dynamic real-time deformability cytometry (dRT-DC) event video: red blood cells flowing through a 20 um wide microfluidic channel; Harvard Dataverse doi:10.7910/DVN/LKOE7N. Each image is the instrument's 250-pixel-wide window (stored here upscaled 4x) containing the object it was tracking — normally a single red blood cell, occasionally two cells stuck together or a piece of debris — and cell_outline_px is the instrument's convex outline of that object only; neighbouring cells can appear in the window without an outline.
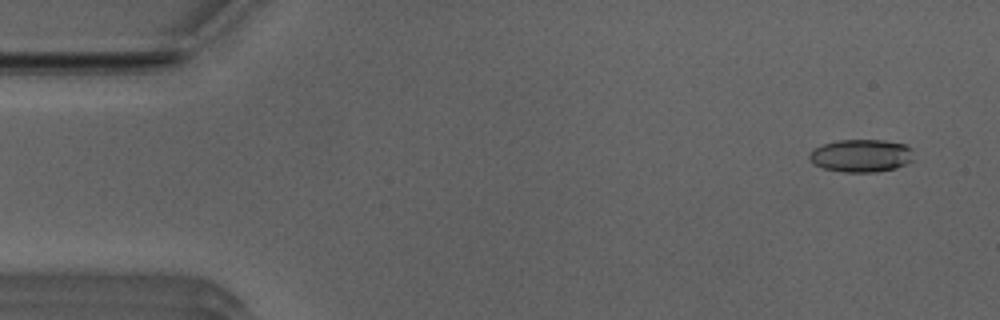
{"species": "Egyptian fruit bat (a non-hibernating species)", "species_latin": "Rousettus aegyptiacus", "temperature_condition": "room temperature", "stored_images_in_passage": 50, "camera_frame_rate_fps": 3000, "um_per_image_px": 0.085, "animal": {"sex": "male"}, "frame": {"image": 1, "passage_image": 1, "time_ms": 0.0, "image_size_px": [1000, 320], "cell_outline_px": [[912, 160], [908, 164], [896, 168], [876, 172], [844, 172], [824, 168], [816, 164], [808, 156], [816, 148], [824, 144], [836, 140], [884, 140], [904, 144], [912, 148]], "centroid_in_image_um": [73.26, 13.23], "position_along_channel_um": 11.7, "area_um2": 19.77}}
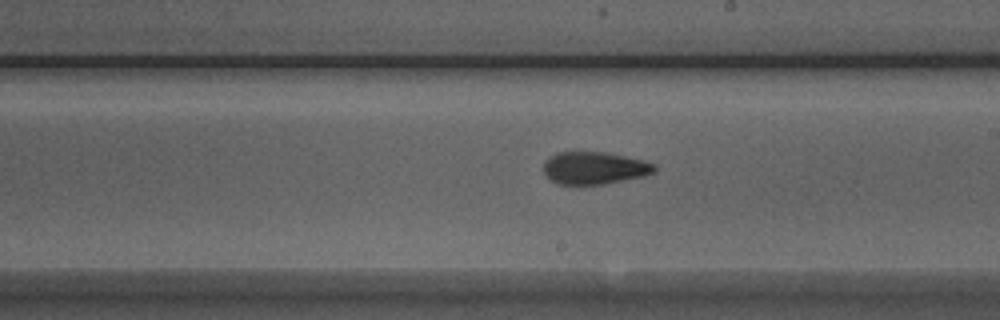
{"frame": {"image": 2, "passage_image": 27, "time_ms": 8.667, "image_size_px": [1000, 320], "cell_outline_px": [[656, 172], [644, 176], [604, 184], [556, 184], [544, 172], [544, 160], [556, 152], [604, 152], [644, 160], [656, 164]], "centroid_in_image_um": [50.54, 14.27], "position_along_channel_um": 238.5, "area_um2": 20.98}}
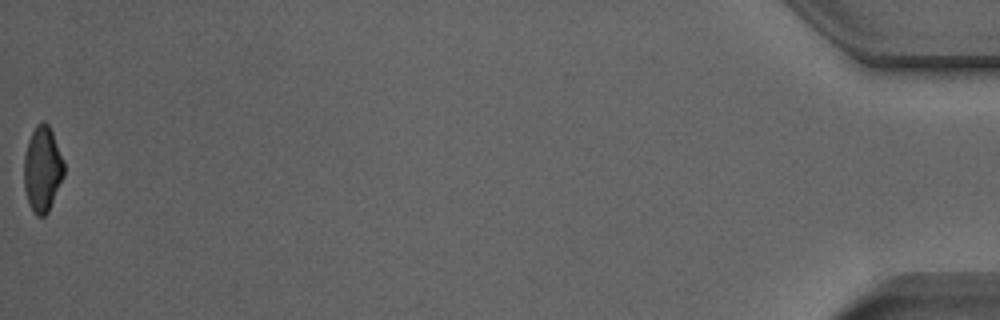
{"frame": {"image": 3, "passage_image": 50, "time_ms": 16.333, "image_size_px": [1000, 320], "cell_outline_px": [[64, 176], [48, 212], [44, 216], [36, 216], [32, 212], [28, 204], [24, 188], [24, 156], [28, 140], [36, 124], [44, 120], [48, 124], [52, 132], [64, 160]], "centroid_in_image_um": [3.6, 14.39], "position_along_channel_um": 431.6, "area_um2": 20.11}, "authors_computed_cell_mechanics": {"area_um2": 20.9236, "velocity_mm_per_s": 3.9269, "shape_relaxation_time_tau1_ms": 7.7755, "shape_relaxation_time_tau2_ms": 2.4374, "deformation_change_tau1": 0.1969, "deformation_change_tau2": 0.1031}}